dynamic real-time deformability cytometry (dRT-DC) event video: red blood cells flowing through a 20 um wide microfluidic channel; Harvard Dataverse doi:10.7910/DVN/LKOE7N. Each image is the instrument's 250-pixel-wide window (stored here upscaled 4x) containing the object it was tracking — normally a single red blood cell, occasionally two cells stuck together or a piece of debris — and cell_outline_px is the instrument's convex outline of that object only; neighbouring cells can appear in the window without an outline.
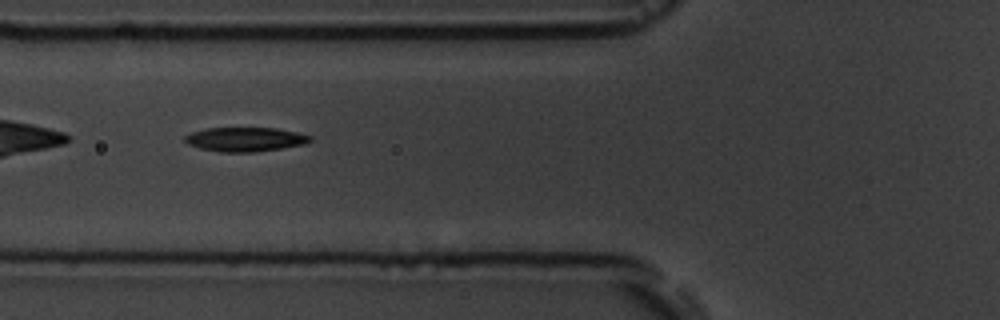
{"species": "common noctule bat (a hibernating species)", "species_latin": "Nyctalus noctula", "temperature_condition": "room temperature", "stored_images_in_passage": 6, "camera_frame_rate_fps": 3000, "um_per_image_px": 0.085, "animal": {"sex": "male", "body_mass_g": 19.5, "forearm_length_mm": 54.6}, "frame": {"image": 1, "passage_image": 6, "time_ms": 5.667, "image_size_px": [1000, 320], "cell_outline_px": [[312, 140], [304, 144], [280, 148], [252, 152], [220, 152], [200, 148], [188, 144], [184, 140], [184, 136], [192, 132], [204, 128], [276, 128], [296, 132], [312, 136]], "centroid_in_image_um": [20.82, 11.84], "position_along_channel_um": 105.0, "area_um2": 17.57}}